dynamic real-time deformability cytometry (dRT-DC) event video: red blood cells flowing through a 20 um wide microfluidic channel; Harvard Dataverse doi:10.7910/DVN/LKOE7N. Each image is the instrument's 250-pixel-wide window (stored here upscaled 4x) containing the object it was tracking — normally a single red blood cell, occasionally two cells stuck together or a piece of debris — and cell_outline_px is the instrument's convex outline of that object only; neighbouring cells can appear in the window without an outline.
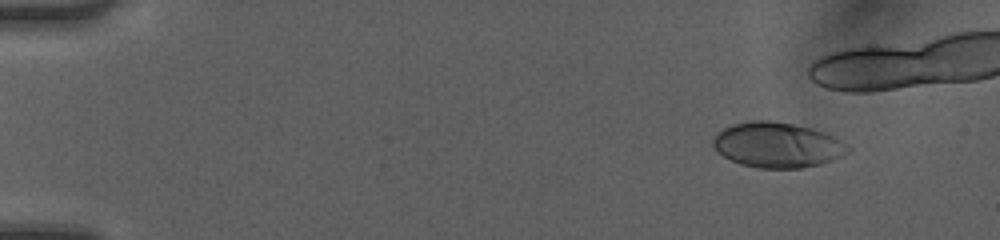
{"species": "human", "species_latin": "Homo sapiens", "temperature_condition": "room temperature", "stored_images_in_passage": 40, "camera_frame_rate_fps": 3000, "um_per_image_px": 0.085, "donor": {"sex": "female"}, "frame": {"image": 1, "passage_image": 5, "time_ms": 1.333, "image_size_px": [1000, 240], "cell_outline_px": [[852, 148], [848, 152], [832, 160], [820, 164], [800, 168], [760, 168], [740, 164], [716, 152], [712, 144], [712, 140], [716, 132], [732, 124], [748, 120], [768, 120], [792, 124], [812, 128], [836, 136], [848, 144]], "centroid_in_image_um": [66.07, 12.31], "position_along_channel_um": 18.9, "area_um2": 35.84}}
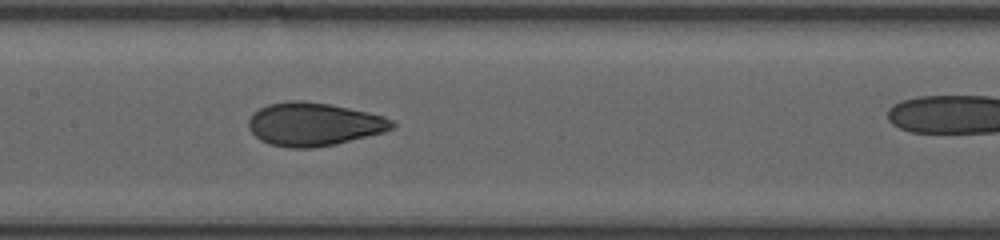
{"frame": {"image": 2, "passage_image": 25, "time_ms": 8.0, "image_size_px": [1000, 240], "cell_outline_px": [[396, 124], [392, 128], [384, 132], [336, 144], [316, 148], [288, 148], [268, 144], [260, 140], [248, 128], [248, 120], [252, 112], [268, 104], [288, 100], [300, 100], [332, 104], [368, 112], [384, 116], [392, 120]], "centroid_in_image_um": [26.65, 10.56], "position_along_channel_um": 180.7, "area_um2": 36.53}}
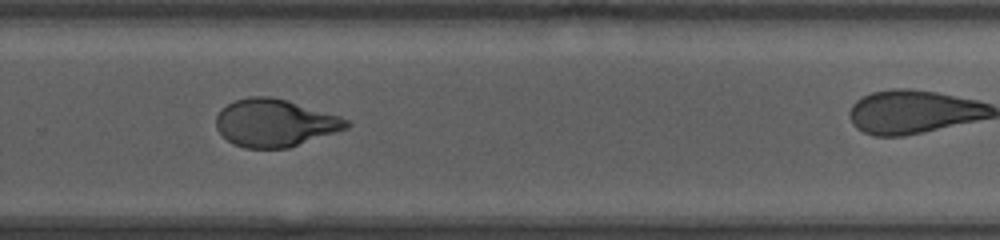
{"frame": {"image": 3, "passage_image": 34, "time_ms": 11.0, "image_size_px": [1000, 240], "cell_outline_px": [[352, 124], [348, 128], [288, 148], [244, 148], [232, 144], [216, 128], [216, 116], [228, 104], [236, 100], [252, 96], [268, 96], [284, 100], [340, 116], [348, 120]], "centroid_in_image_um": [23.36, 10.46], "position_along_channel_um": 306.4, "area_um2": 35.66}}